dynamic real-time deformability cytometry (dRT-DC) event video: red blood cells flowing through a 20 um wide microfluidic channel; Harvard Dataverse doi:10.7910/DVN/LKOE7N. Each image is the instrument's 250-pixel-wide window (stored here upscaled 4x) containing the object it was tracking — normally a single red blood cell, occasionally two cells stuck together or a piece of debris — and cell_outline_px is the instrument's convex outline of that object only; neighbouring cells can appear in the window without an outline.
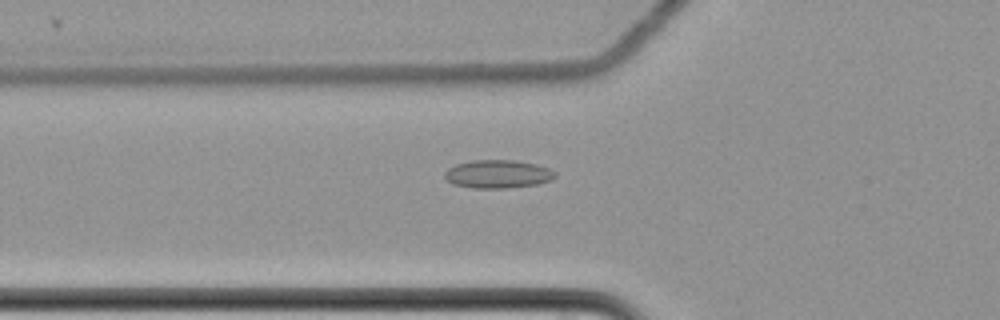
{"species": "common noctule bat (a hibernating species)", "species_latin": "Nyctalus noctula", "temperature_condition": "cold", "stored_images_in_passage": 61, "camera_frame_rate_fps": 3000, "um_per_image_px": 0.085, "animal": {"sex": "female", "body_mass_g": 22.7, "forearm_length_mm": 54.2}, "frame": {"image": 1, "passage_image": 23, "time_ms": 7.333, "image_size_px": [1000, 320], "cell_outline_px": [[556, 176], [552, 180], [536, 184], [504, 188], [472, 188], [452, 184], [444, 176], [444, 172], [448, 168], [456, 164], [472, 160], [512, 160], [536, 164], [548, 168], [556, 172]], "centroid_in_image_um": [42.3, 14.79], "position_along_channel_um": 83.5, "area_um2": 18.15}}
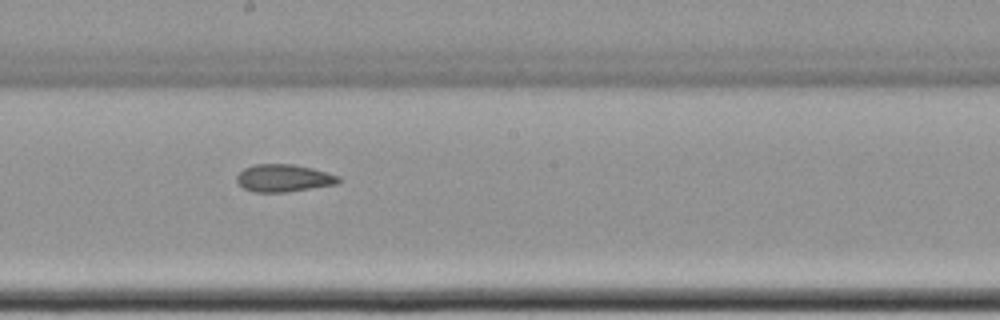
{"frame": {"image": 2, "passage_image": 35, "time_ms": 11.333, "image_size_px": [1000, 320], "cell_outline_px": [[340, 180], [336, 184], [288, 192], [256, 192], [244, 188], [236, 180], [236, 176], [244, 168], [256, 164], [292, 164], [312, 168], [340, 176]], "centroid_in_image_um": [24.11, 15.14], "position_along_channel_um": 224.1, "area_um2": 16.18}}
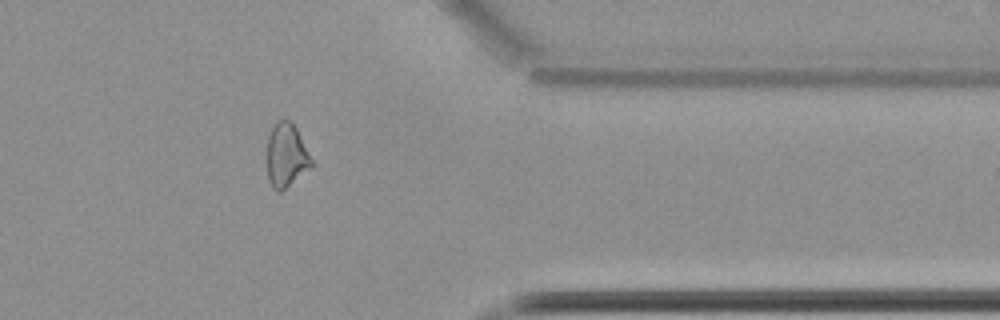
{"frame": {"image": 3, "passage_image": 50, "time_ms": 16.333, "image_size_px": [1000, 320], "cell_outline_px": [[316, 164], [312, 168], [280, 192], [276, 192], [272, 188], [268, 176], [268, 136], [276, 120], [288, 120], [296, 128]], "centroid_in_image_um": [24.38, 13.23], "position_along_channel_um": 387.0, "area_um2": 16.65}, "authors_computed_cell_mechanics": {"area_um2": 18.1492, "velocity_mm_per_s": 3.5109, "shape_relaxation_time_tau1_ms": null, "shape_relaxation_time_tau2_ms": 3.0876, "deformation_change_tau1": null, "deformation_change_tau2": 0.0827}}